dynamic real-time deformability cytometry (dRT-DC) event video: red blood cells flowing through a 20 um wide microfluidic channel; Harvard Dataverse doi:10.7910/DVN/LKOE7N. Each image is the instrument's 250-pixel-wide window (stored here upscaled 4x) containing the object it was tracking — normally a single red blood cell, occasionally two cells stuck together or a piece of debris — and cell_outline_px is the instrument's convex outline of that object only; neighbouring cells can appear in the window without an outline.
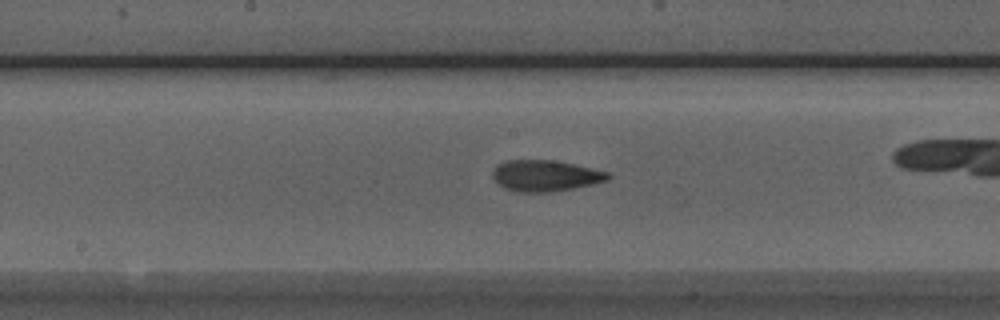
{"species": "Egyptian fruit bat (a non-hibernating species)", "species_latin": "Rousettus aegyptiacus", "temperature_condition": "room temperature", "stored_images_in_passage": 47, "camera_frame_rate_fps": 3000, "um_per_image_px": 0.085, "animal": {"sex": "male"}, "frame": {"image": 1, "passage_image": 27, "time_ms": 8.667, "image_size_px": [1000, 320], "cell_outline_px": [[612, 176], [608, 180], [592, 184], [572, 188], [548, 192], [516, 192], [504, 188], [496, 184], [492, 176], [492, 172], [496, 164], [504, 160], [552, 160], [572, 164], [608, 172]], "centroid_in_image_um": [46.28, 14.93], "position_along_channel_um": 201.9, "area_um2": 20.98}}
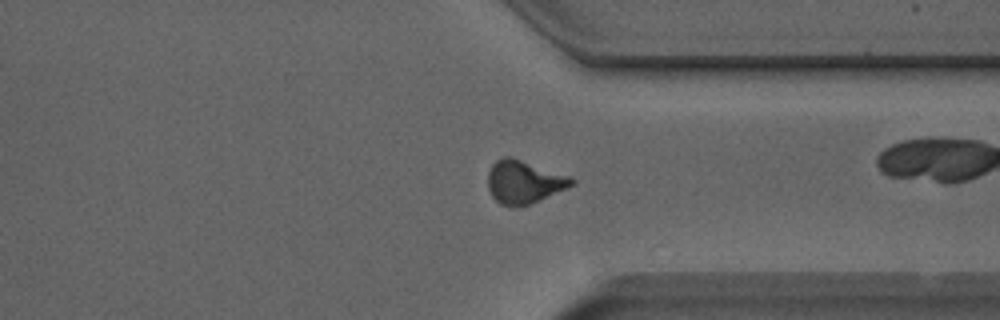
{"frame": {"image": 2, "passage_image": 40, "time_ms": 13.0, "image_size_px": [1000, 320], "cell_outline_px": [[576, 184], [528, 204], [512, 208], [500, 204], [492, 196], [488, 188], [488, 172], [492, 164], [496, 160], [504, 156], [508, 156], [568, 176], [576, 180]], "centroid_in_image_um": [44.49, 15.48], "position_along_channel_um": 366.9, "area_um2": 20.63}, "authors_computed_cell_mechanics": {"area_um2": 20.519, "velocity_mm_per_s": 3.8398, "shape_relaxation_time_tau1_ms": 7.1227, "shape_relaxation_time_tau2_ms": 2.3826, "deformation_change_tau1": 0.1623, "deformation_change_tau2": 0.0944}}